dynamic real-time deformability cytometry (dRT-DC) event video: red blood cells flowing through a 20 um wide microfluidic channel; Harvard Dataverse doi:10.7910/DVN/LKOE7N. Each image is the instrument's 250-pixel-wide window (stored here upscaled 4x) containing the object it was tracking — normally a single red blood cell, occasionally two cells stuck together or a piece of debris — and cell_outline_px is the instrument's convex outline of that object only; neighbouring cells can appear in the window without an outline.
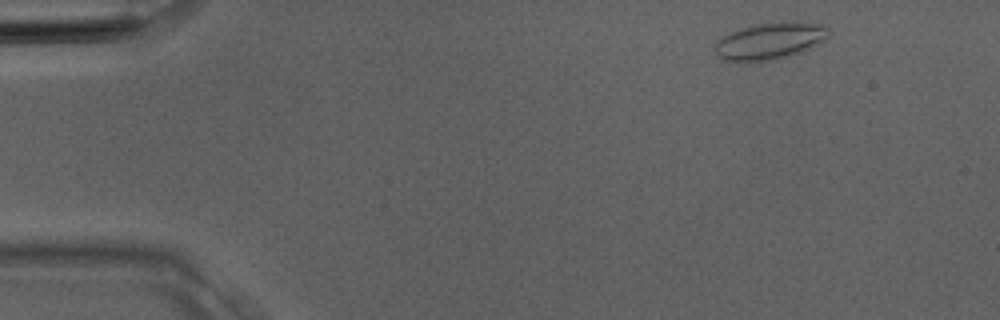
{"species": "Egyptian fruit bat (a non-hibernating species)", "species_latin": "Rousettus aegyptiacus", "temperature_condition": "room temperature", "stored_images_in_passage": 3, "camera_frame_rate_fps": 3000, "um_per_image_px": 0.085, "animal": {"sex": "male"}, "frame": {"image": 1, "passage_image": 1, "time_ms": 0.0, "image_size_px": [1000, 320], "cell_outline_px": [[832, 32], [820, 44], [804, 52], [776, 60], [740, 64], [724, 60], [712, 48], [728, 32], [740, 28], [756, 24], [780, 20], [796, 20], [828, 24]], "centroid_in_image_um": [65.53, 3.48], "position_along_channel_um": 19.5, "area_um2": 25.89}}